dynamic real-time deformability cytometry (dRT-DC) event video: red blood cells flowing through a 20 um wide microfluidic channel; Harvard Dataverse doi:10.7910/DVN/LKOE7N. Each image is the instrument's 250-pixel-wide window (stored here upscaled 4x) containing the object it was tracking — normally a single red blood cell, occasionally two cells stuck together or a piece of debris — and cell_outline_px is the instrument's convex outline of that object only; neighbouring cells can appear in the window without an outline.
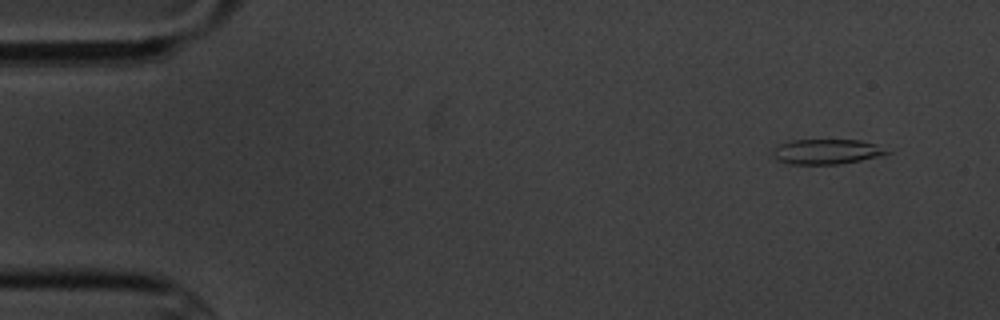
{"species": "common noctule bat (a hibernating species)", "species_latin": "Nyctalus noctula", "temperature_condition": "cold", "stored_images_in_passage": 5, "camera_frame_rate_fps": 3000, "um_per_image_px": 0.085, "animal": {"sex": "male", "body_mass_g": 20.1, "forearm_length_mm": 53.5}, "frame": {"image": 1, "passage_image": 2, "time_ms": 1.333, "image_size_px": [1000, 320], "cell_outline_px": [[892, 152], [860, 160], [840, 164], [788, 164], [776, 160], [772, 156], [772, 148], [788, 140], [860, 140], [876, 144]], "centroid_in_image_um": [70.18, 12.89], "position_along_channel_um": 14.8, "area_um2": 16.7}}